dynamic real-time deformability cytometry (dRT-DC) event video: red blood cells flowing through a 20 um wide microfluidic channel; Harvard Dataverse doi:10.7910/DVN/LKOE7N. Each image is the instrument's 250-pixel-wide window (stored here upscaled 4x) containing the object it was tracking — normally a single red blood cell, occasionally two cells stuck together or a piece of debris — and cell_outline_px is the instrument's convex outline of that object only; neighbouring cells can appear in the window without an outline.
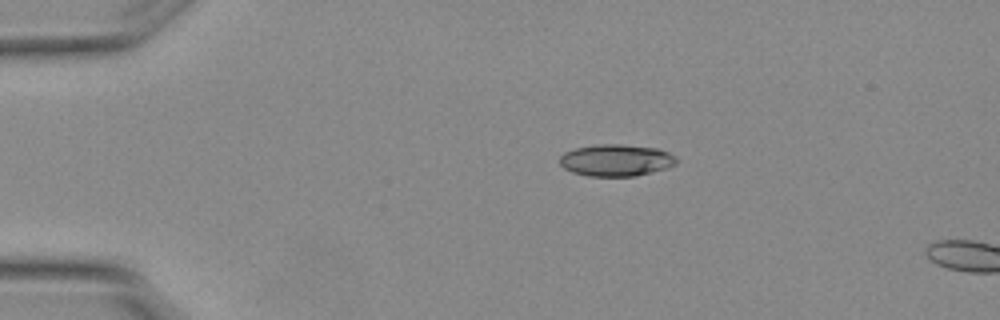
{"species": "Egyptian fruit bat (a non-hibernating species)", "species_latin": "Rousettus aegyptiacus", "temperature_condition": "warm", "stored_images_in_passage": 2, "camera_frame_rate_fps": 3000, "um_per_image_px": 0.085, "animal": {"sex": "female"}, "frame": {"image": 1, "passage_image": 1, "time_ms": 0.0, "image_size_px": [1000, 320], "cell_outline_px": [[676, 164], [668, 168], [636, 176], [588, 176], [572, 172], [564, 168], [560, 164], [560, 156], [564, 152], [576, 148], [600, 144], [620, 144], [656, 148], [668, 152], [676, 156]], "centroid_in_image_um": [52.38, 13.62], "position_along_channel_um": 32.6, "area_um2": 21.68}}